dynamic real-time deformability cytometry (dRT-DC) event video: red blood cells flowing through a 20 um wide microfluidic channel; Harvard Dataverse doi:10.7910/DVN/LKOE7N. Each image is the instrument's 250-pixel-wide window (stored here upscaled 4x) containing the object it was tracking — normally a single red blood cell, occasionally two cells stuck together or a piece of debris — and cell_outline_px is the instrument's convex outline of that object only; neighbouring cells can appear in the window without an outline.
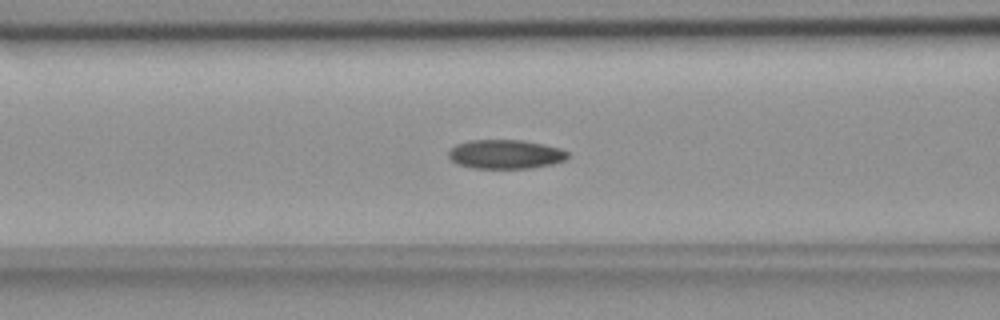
{"species": "common noctule bat (a hibernating species)", "species_latin": "Nyctalus noctula", "temperature_condition": "room temperature", "stored_images_in_passage": 57, "camera_frame_rate_fps": 3000, "um_per_image_px": 0.085, "animal": {"sex": "female", "body_mass_g": 18.4}, "frame": {"image": 1, "passage_image": 23, "time_ms": 7.333, "image_size_px": [1000, 320], "cell_outline_px": [[568, 156], [564, 160], [552, 164], [532, 168], [472, 168], [456, 164], [448, 156], [448, 152], [456, 144], [468, 140], [524, 140], [544, 144], [560, 148], [568, 152]], "centroid_in_image_um": [42.95, 13.11], "position_along_channel_um": 123.6, "area_um2": 20.29}}
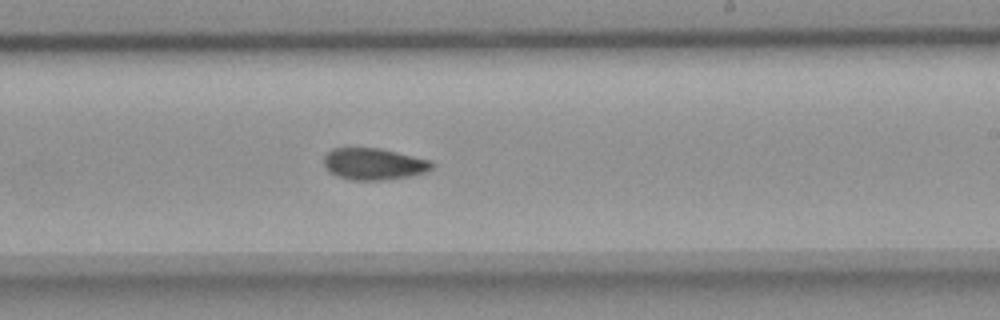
{"frame": {"image": 2, "passage_image": 34, "time_ms": 11.0, "image_size_px": [1000, 320], "cell_outline_px": [[436, 164], [428, 172], [408, 176], [380, 180], [352, 180], [328, 172], [324, 164], [324, 156], [332, 148], [380, 148], [432, 160]], "centroid_in_image_um": [31.81, 13.93], "position_along_channel_um": 257.2, "area_um2": 20.0}}
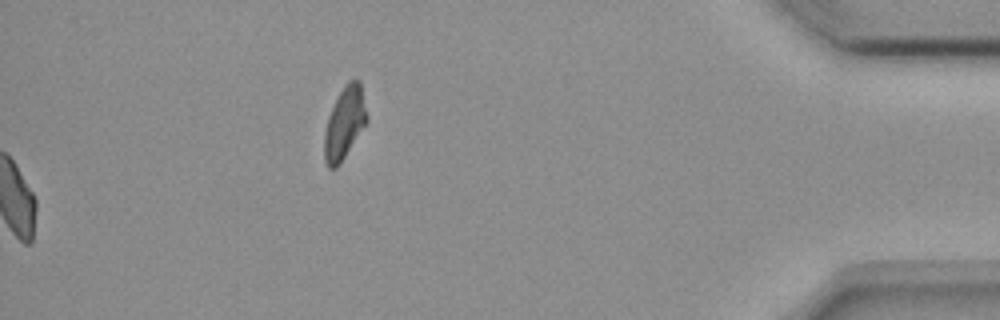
{"frame": {"image": 3, "passage_image": 57, "time_ms": 18.667, "image_size_px": [1000, 320], "cell_outline_px": [[368, 120], [340, 164], [336, 168], [328, 168], [324, 160], [324, 132], [328, 116], [344, 84], [348, 80], [360, 80], [368, 116]], "centroid_in_image_um": [29.28, 10.46], "position_along_channel_um": 405.9, "area_um2": 17.86}, "authors_computed_cell_mechanics": {"area_um2": 19.9988, "velocity_mm_per_s": 3.6587, "shape_relaxation_time_tau1_ms": null, "shape_relaxation_time_tau2_ms": 5.1424, "deformation_change_tau1": null, "deformation_change_tau2": 0.0942}}